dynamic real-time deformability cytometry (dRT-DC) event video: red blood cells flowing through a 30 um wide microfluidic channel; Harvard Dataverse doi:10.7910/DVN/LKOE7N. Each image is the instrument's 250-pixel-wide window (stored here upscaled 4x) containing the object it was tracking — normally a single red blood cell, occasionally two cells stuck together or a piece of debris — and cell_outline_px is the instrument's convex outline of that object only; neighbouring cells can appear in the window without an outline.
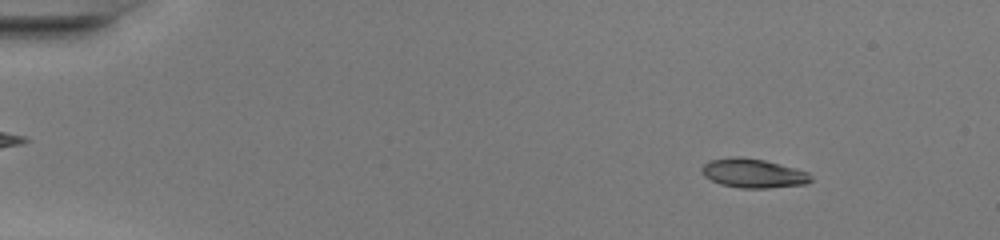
{"species": "common noctule bat (a hibernating species)", "species_latin": "Nyctalus noctula", "temperature_condition": "warm", "stored_images_in_passage": 49, "camera_frame_rate_fps": 3000, "um_per_image_px": 0.085, "animal": {"sex": "female", "body_mass_g": 20.0, "forearm_length_mm": 54.0}, "frame": {"image": 1, "passage_image": 6, "time_ms": 1.667, "image_size_px": [1000, 240], "cell_outline_px": [[812, 180], [808, 184], [768, 188], [740, 188], [720, 184], [704, 176], [700, 172], [700, 168], [708, 160], [732, 156], [740, 156], [764, 160], [796, 168], [808, 172], [812, 176]], "centroid_in_image_um": [64.01, 14.72], "position_along_channel_um": 21.0, "area_um2": 18.79}}
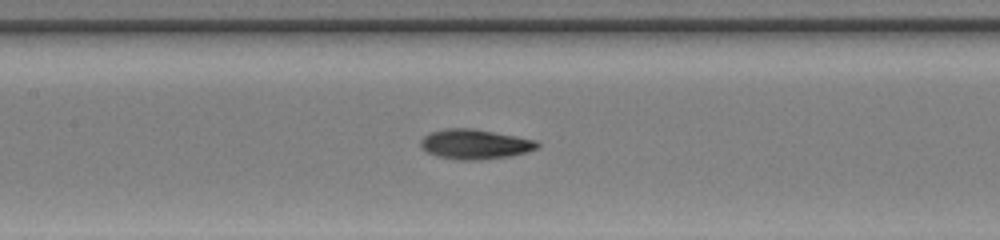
{"frame": {"image": 2, "passage_image": 24, "time_ms": 7.667, "image_size_px": [1000, 240], "cell_outline_px": [[540, 144], [536, 148], [528, 152], [508, 156], [476, 160], [456, 160], [436, 156], [420, 148], [420, 140], [424, 136], [432, 132], [448, 128], [472, 128], [516, 136], [536, 140]], "centroid_in_image_um": [40.34, 12.26], "position_along_channel_um": 167.1, "area_um2": 20.23}}
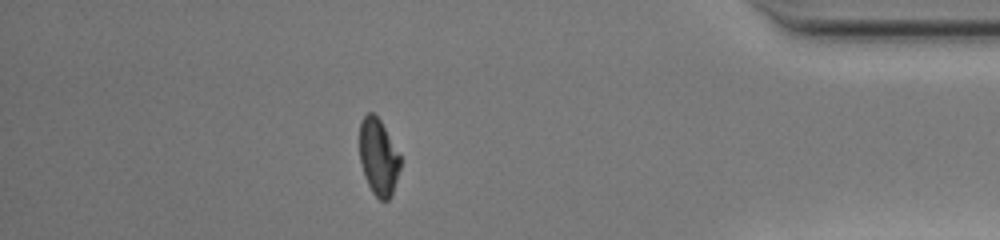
{"frame": {"image": 3, "passage_image": 43, "time_ms": 14.0, "image_size_px": [1000, 240], "cell_outline_px": [[404, 160], [392, 196], [388, 200], [380, 200], [372, 192], [364, 176], [360, 164], [360, 120], [368, 112], [372, 112], [380, 120]], "centroid_in_image_um": [32.2, 13.38], "position_along_channel_um": 403.0, "area_um2": 18.67}, "authors_computed_cell_mechanics": {"area_um2": 18.9006, "velocity_mm_per_s": 4.278, "shape_relaxation_time_tau1_ms": 3.4222, "shape_relaxation_time_tau2_ms": 2.0199, "deformation_change_tau1": 0.1976, "deformation_change_tau2": 0.0786}}